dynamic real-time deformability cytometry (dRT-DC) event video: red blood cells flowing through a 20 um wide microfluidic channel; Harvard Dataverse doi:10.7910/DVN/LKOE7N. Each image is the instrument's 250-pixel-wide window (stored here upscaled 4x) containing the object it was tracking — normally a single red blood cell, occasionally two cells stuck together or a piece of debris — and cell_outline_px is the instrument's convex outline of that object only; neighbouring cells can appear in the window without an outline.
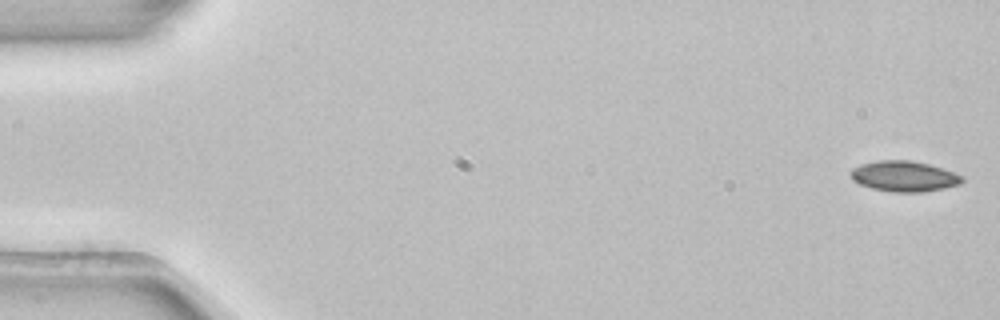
{"species": "common noctule bat (a hibernating species)", "species_latin": "Nyctalus noctula", "temperature_condition": "room temperature", "stored_images_in_passage": 4, "camera_frame_rate_fps": 3000, "um_per_image_px": 0.085, "animal": {"sex": "female", "body_mass_g": 22.7, "forearm_length_mm": 54.2}, "frame": {"image": 1, "passage_image": 1, "time_ms": 0.0, "image_size_px": [1000, 320], "cell_outline_px": [[964, 180], [960, 184], [944, 188], [920, 192], [892, 192], [872, 188], [860, 184], [852, 180], [852, 168], [860, 164], [876, 160], [908, 160], [928, 164], [964, 176]], "centroid_in_image_um": [76.84, 14.98], "position_along_channel_um": 8.2, "area_um2": 19.71}}
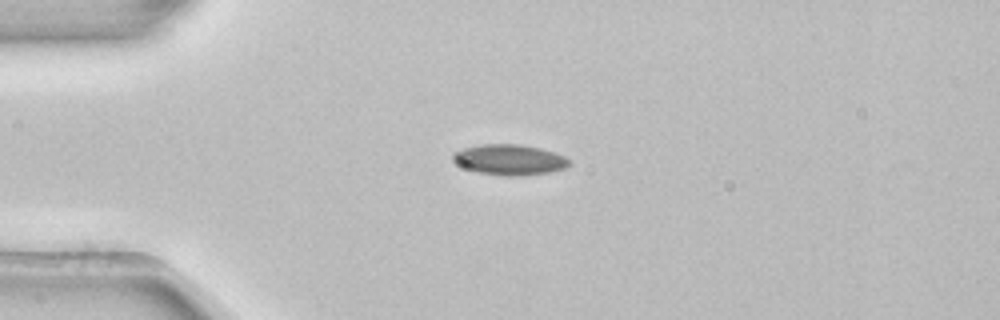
{"frame": {"image": 2, "passage_image": 4, "time_ms": 1.0, "image_size_px": [1000, 320], "cell_outline_px": [[572, 164], [564, 168], [548, 172], [520, 176], [508, 176], [480, 172], [468, 168], [452, 160], [452, 156], [456, 152], [464, 148], [480, 144], [520, 144], [540, 148], [556, 152], [564, 156]], "centroid_in_image_um": [43.36, 13.56], "position_along_channel_um": 41.6, "area_um2": 20.4}}